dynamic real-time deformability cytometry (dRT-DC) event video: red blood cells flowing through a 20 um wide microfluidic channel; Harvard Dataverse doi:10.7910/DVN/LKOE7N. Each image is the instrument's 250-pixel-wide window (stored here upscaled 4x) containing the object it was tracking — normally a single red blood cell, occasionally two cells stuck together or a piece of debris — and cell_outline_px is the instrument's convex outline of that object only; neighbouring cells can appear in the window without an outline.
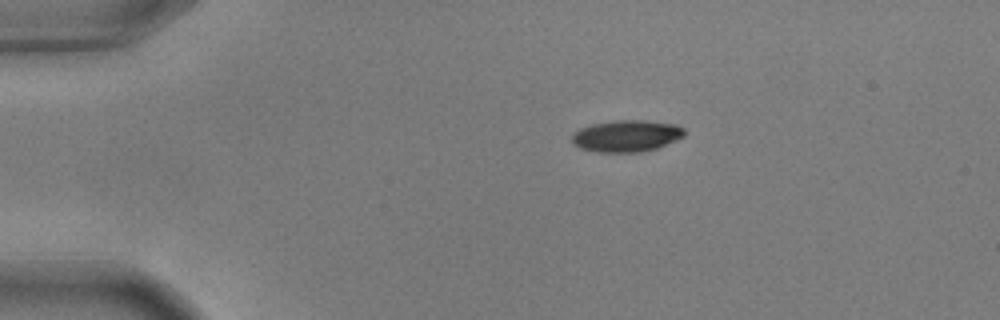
{"species": "common noctule bat (a hibernating species)", "species_latin": "Nyctalus noctula", "temperature_condition": "warm", "stored_images_in_passage": 46, "camera_frame_rate_fps": 3000, "um_per_image_px": 0.085, "animal": {"sex": "male", "body_mass_g": 17.9, "forearm_length_mm": 54.2}, "frame": {"image": 1, "passage_image": 1, "time_ms": 0.0, "image_size_px": [1000, 320], "cell_outline_px": [[684, 136], [676, 140], [656, 148], [640, 152], [596, 152], [580, 148], [572, 144], [572, 132], [580, 128], [592, 124], [616, 120], [644, 120], [676, 124], [684, 128]], "centroid_in_image_um": [53.22, 11.55], "position_along_channel_um": 31.8, "area_um2": 20.87}}
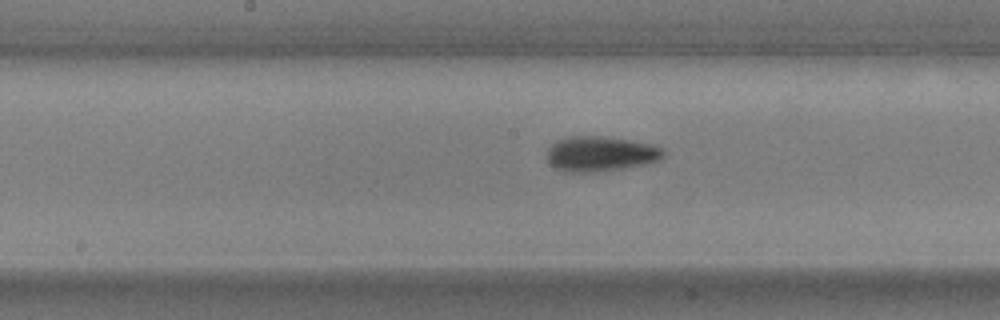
{"frame": {"image": 2, "passage_image": 19, "time_ms": 6.0, "image_size_px": [1000, 320], "cell_outline_px": [[664, 156], [656, 160], [644, 164], [620, 168], [592, 172], [564, 172], [548, 164], [548, 148], [556, 140], [568, 136], [600, 136], [628, 140], [652, 144], [660, 148], [664, 152]], "centroid_in_image_um": [50.97, 13.07], "position_along_channel_um": 197.2, "area_um2": 23.52}}
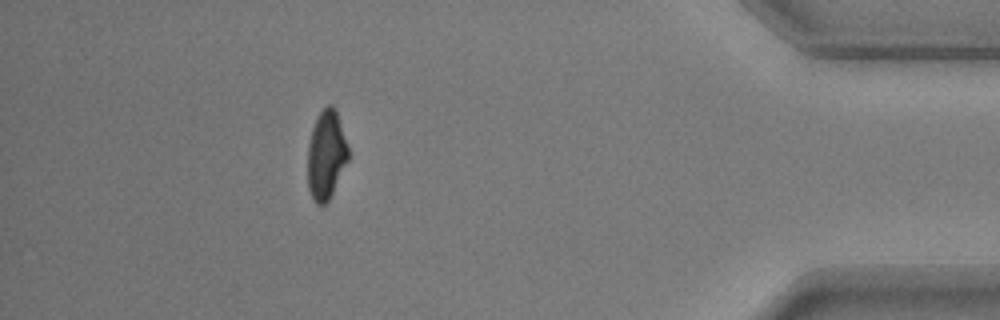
{"frame": {"image": 3, "passage_image": 40, "time_ms": 13.0, "image_size_px": [1000, 320], "cell_outline_px": [[348, 160], [328, 200], [324, 204], [316, 204], [312, 200], [308, 188], [308, 144], [312, 128], [316, 116], [328, 104], [332, 104], [336, 108], [348, 148]], "centroid_in_image_um": [27.71, 13.14], "position_along_channel_um": 407.5, "area_um2": 20.92}, "authors_computed_cell_mechanics": {"area_um2": 22.1952, "velocity_mm_per_s": 3.6619, "shape_relaxation_time_tau1_ms": 1.9551, "shape_relaxation_time_tau2_ms": 1.5356, "deformation_change_tau1": 0.1663, "deformation_change_tau2": 0.0725}}